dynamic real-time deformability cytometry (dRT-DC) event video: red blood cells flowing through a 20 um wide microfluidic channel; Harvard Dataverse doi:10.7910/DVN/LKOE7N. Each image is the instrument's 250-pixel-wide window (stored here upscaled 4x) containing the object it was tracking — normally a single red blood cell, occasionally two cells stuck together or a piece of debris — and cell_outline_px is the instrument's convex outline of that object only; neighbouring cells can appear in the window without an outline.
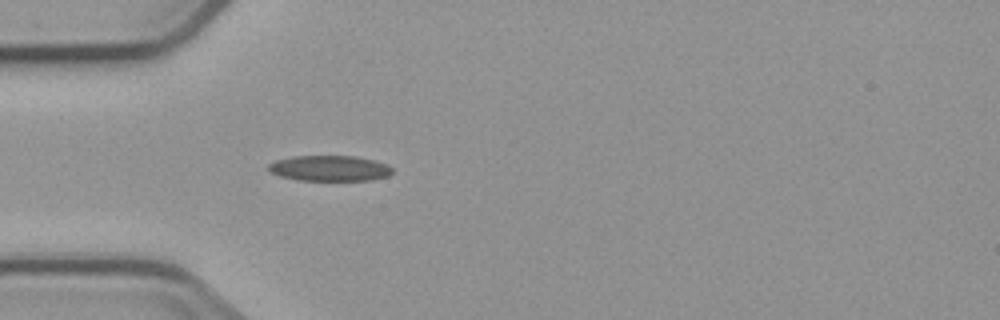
{"species": "common noctule bat (a hibernating species)", "species_latin": "Nyctalus noctula", "temperature_condition": "cold", "stored_images_in_passage": 5, "camera_frame_rate_fps": 3000, "um_per_image_px": 0.085, "animal": {"sex": "male", "body_mass_g": 23.1, "forearm_length_mm": 52.7}, "frame": {"image": 1, "passage_image": 5, "time_ms": 4.667, "image_size_px": [1000, 320], "cell_outline_px": [[392, 172], [388, 176], [368, 180], [300, 180], [280, 176], [272, 172], [268, 168], [268, 164], [276, 160], [292, 156], [356, 156], [388, 164], [392, 168]], "centroid_in_image_um": [28.02, 14.3], "position_along_channel_um": 57.0, "area_um2": 18.32}}